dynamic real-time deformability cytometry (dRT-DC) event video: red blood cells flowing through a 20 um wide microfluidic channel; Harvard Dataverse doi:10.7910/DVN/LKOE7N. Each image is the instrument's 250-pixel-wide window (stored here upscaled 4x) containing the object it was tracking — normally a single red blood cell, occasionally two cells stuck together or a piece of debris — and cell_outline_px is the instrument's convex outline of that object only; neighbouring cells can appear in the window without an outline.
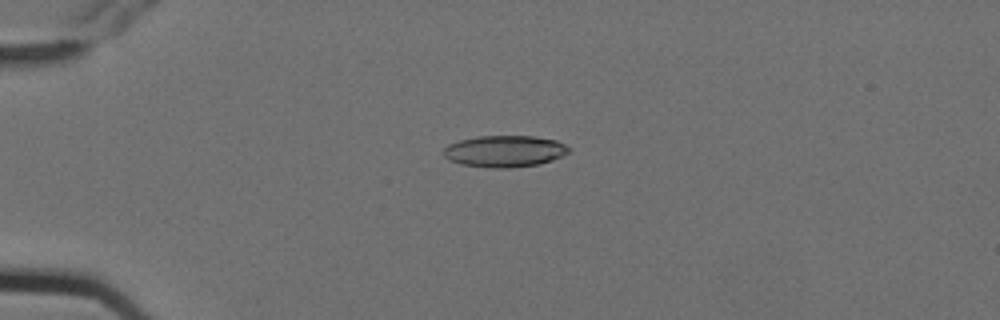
{"species": "Egyptian fruit bat (a non-hibernating species)", "species_latin": "Rousettus aegyptiacus", "temperature_condition": "cold", "stored_images_in_passage": 7, "camera_frame_rate_fps": 3000, "um_per_image_px": 0.085, "animal": {"sex": "female"}, "frame": {"image": 1, "passage_image": 4, "time_ms": 1.0, "image_size_px": [1000, 320], "cell_outline_px": [[572, 148], [568, 152], [552, 160], [540, 164], [512, 168], [488, 168], [460, 164], [448, 160], [444, 156], [444, 148], [448, 144], [460, 140], [476, 136], [532, 136], [556, 140]], "centroid_in_image_um": [42.87, 12.86], "position_along_channel_um": 42.1, "area_um2": 23.24}}
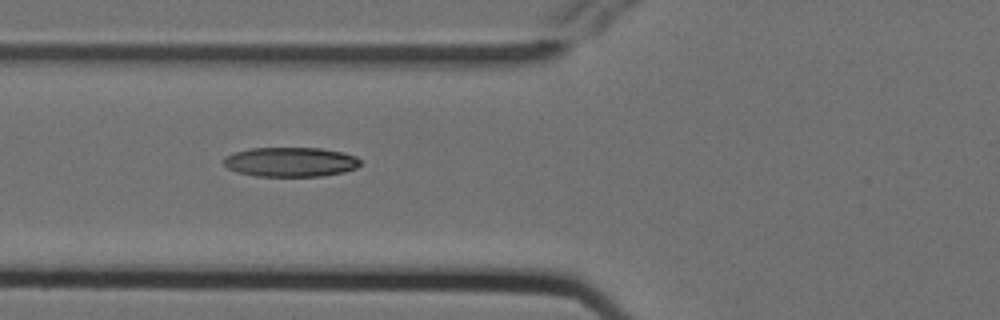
{"frame": {"image": 2, "passage_image": 6, "time_ms": 1.667, "image_size_px": [1000, 320], "cell_outline_px": [[360, 164], [356, 168], [344, 172], [320, 176], [256, 176], [236, 172], [228, 168], [224, 164], [224, 156], [232, 152], [252, 148], [320, 148], [344, 152], [356, 156], [360, 160]], "centroid_in_image_um": [24.68, 13.76], "position_along_channel_um": 101.1, "area_um2": 23.64}}
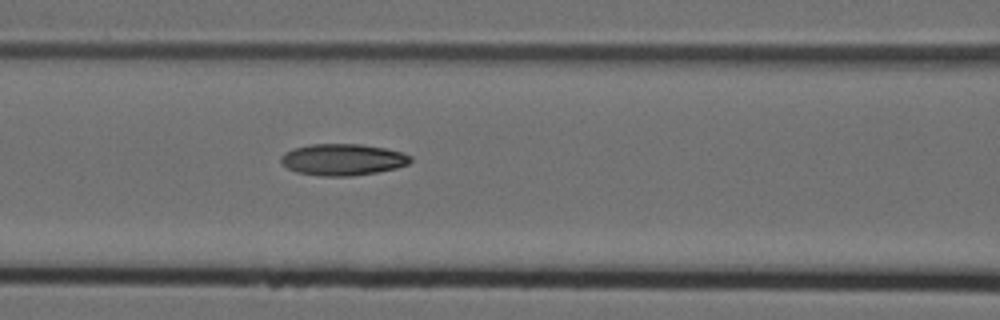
{"frame": {"image": 3, "passage_image": 7, "time_ms": 2.0, "image_size_px": [1000, 320], "cell_outline_px": [[412, 160], [408, 164], [396, 168], [376, 172], [352, 176], [320, 176], [296, 172], [288, 168], [280, 160], [280, 156], [284, 152], [292, 148], [312, 144], [360, 144], [384, 148], [404, 152], [412, 156]], "centroid_in_image_um": [29.13, 13.56], "position_along_channel_um": 137.5, "area_um2": 23.93}}